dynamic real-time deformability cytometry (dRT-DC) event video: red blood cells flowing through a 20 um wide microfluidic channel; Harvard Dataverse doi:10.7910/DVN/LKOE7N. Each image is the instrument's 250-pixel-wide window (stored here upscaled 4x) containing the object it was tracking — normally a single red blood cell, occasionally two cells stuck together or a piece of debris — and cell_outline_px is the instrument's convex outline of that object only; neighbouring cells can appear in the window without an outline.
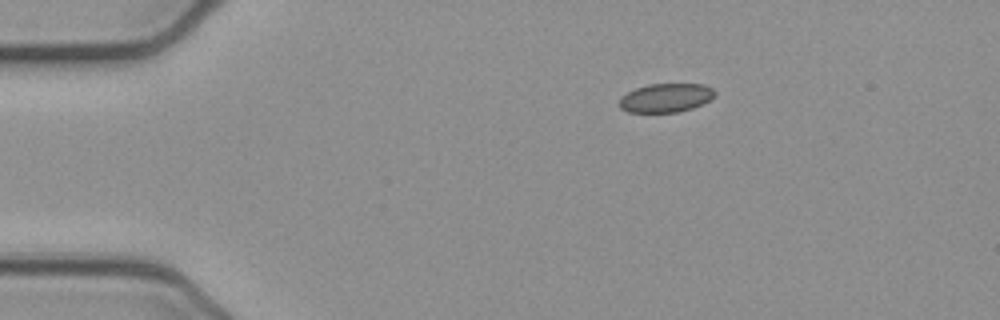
{"species": "common noctule bat (a hibernating species)", "species_latin": "Nyctalus noctula", "temperature_condition": "cold", "stored_images_in_passage": 8, "camera_frame_rate_fps": 3000, "um_per_image_px": 0.085, "animal": {"sex": "female", "body_mass_g": 21.9}, "frame": {"image": 1, "passage_image": 1, "time_ms": 0.0, "image_size_px": [1000, 320], "cell_outline_px": [[716, 92], [708, 100], [692, 108], [676, 112], [628, 112], [620, 108], [620, 96], [636, 88], [648, 84], [704, 84], [712, 88]], "centroid_in_image_um": [56.56, 8.31], "position_along_channel_um": 28.4, "area_um2": 15.84}}